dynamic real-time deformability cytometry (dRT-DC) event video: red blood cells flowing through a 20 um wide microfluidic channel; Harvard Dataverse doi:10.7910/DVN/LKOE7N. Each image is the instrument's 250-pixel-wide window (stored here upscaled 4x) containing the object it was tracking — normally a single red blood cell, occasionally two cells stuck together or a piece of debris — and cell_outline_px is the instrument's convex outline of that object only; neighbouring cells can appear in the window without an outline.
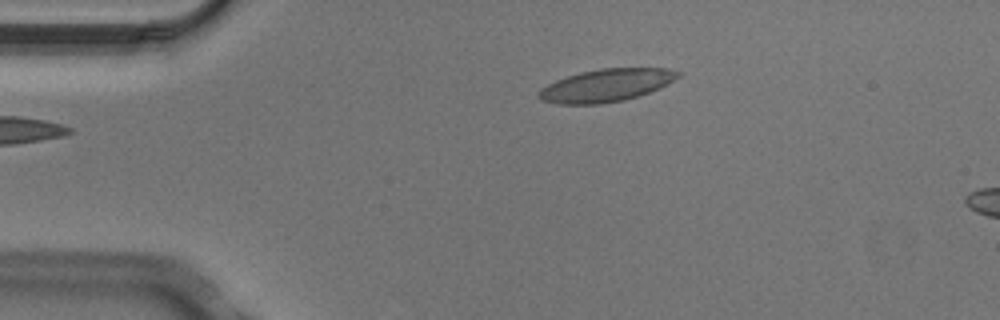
{"species": "Egyptian fruit bat (a non-hibernating species)", "species_latin": "Rousettus aegyptiacus", "temperature_condition": "cold", "stored_images_in_passage": 2, "camera_frame_rate_fps": 3000, "um_per_image_px": 0.085, "animal": {"sex": "male"}, "frame": {"image": 1, "passage_image": 2, "time_ms": 0.333, "image_size_px": [1000, 320], "cell_outline_px": [[680, 76], [668, 84], [660, 88], [624, 100], [600, 104], [560, 104], [540, 100], [536, 96], [536, 92], [540, 88], [556, 80], [580, 72], [600, 68], [668, 68], [680, 72]], "centroid_in_image_um": [51.5, 7.25], "position_along_channel_um": 33.5, "area_um2": 26.59}}